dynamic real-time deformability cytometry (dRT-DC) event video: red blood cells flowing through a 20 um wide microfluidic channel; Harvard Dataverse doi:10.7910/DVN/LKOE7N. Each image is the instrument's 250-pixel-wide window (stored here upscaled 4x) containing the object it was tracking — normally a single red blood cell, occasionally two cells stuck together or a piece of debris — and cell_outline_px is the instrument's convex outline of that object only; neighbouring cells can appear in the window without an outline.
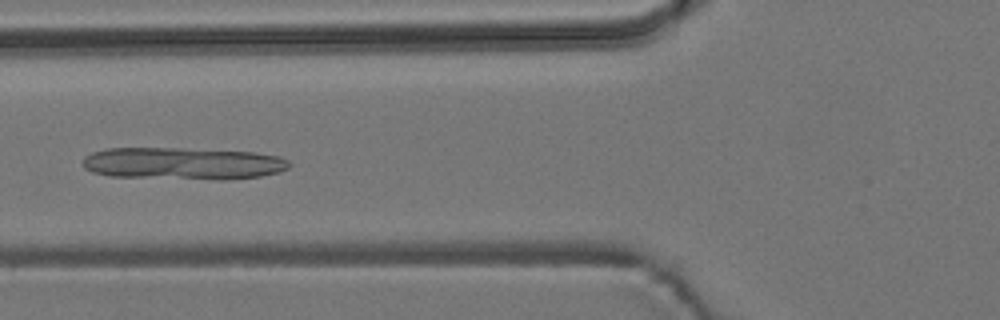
{"species": "common noctule bat (a hibernating species)", "species_latin": "Nyctalus noctula", "temperature_condition": "room temperature", "stored_images_in_passage": 6, "camera_frame_rate_fps": 3000, "um_per_image_px": 0.085, "animal": {"sex": "male", "body_mass_g": 19.2, "forearm_length_mm": 51.8}, "frame": {"image": 1, "passage_image": 5, "time_ms": 4.667, "image_size_px": [1000, 320], "cell_outline_px": [[292, 164], [288, 168], [280, 172], [260, 176], [224, 180], [216, 180], [108, 176], [92, 172], [84, 168], [84, 156], [92, 152], [104, 148], [180, 148], [256, 152], [280, 156], [288, 160]], "centroid_in_image_um": [15.57, 13.9], "position_along_channel_um": 110.2, "area_um2": 39.25}}
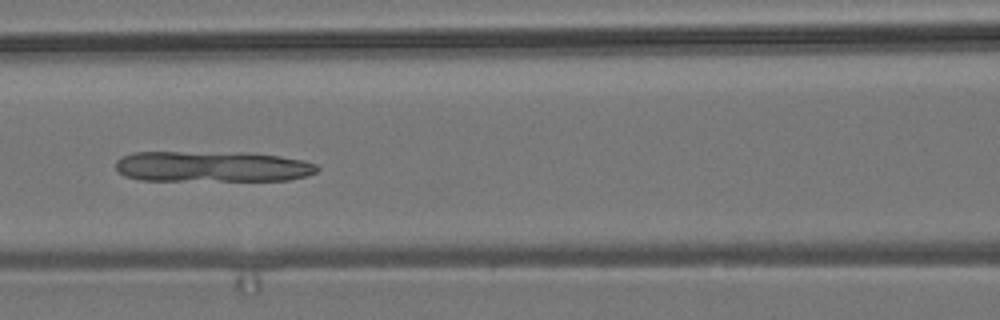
{"frame": {"image": 2, "passage_image": 6, "time_ms": 5.667, "image_size_px": [1000, 320], "cell_outline_px": [[320, 168], [316, 172], [308, 176], [288, 180], [140, 180], [124, 176], [116, 168], [116, 160], [120, 156], [132, 152], [252, 152], [280, 156], [304, 160], [316, 164]], "centroid_in_image_um": [18.05, 14.14], "position_along_channel_um": 148.5, "area_um2": 36.59}}